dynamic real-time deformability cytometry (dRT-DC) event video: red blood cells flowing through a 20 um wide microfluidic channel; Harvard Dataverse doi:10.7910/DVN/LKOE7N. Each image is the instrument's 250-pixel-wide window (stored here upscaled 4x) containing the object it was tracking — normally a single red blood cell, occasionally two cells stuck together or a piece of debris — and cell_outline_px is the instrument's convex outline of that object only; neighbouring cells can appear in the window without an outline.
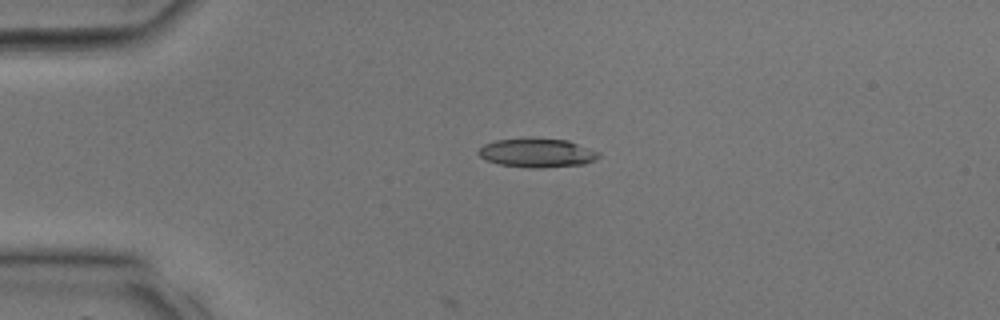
{"species": "common noctule bat (a hibernating species)", "species_latin": "Nyctalus noctula", "temperature_condition": "room temperature", "stored_images_in_passage": 26, "camera_frame_rate_fps": 3000, "um_per_image_px": 0.085, "animal": {"sex": "male", "body_mass_g": 17.9, "forearm_length_mm": 54.2}, "frame": {"image": 1, "passage_image": 1, "time_ms": 0.0, "image_size_px": [1000, 320], "cell_outline_px": [[600, 156], [596, 160], [584, 164], [540, 168], [528, 168], [500, 164], [488, 160], [480, 156], [476, 152], [484, 144], [496, 140], [568, 140], [600, 152]], "centroid_in_image_um": [45.69, 13.03], "position_along_channel_um": 39.3, "area_um2": 19.71}}
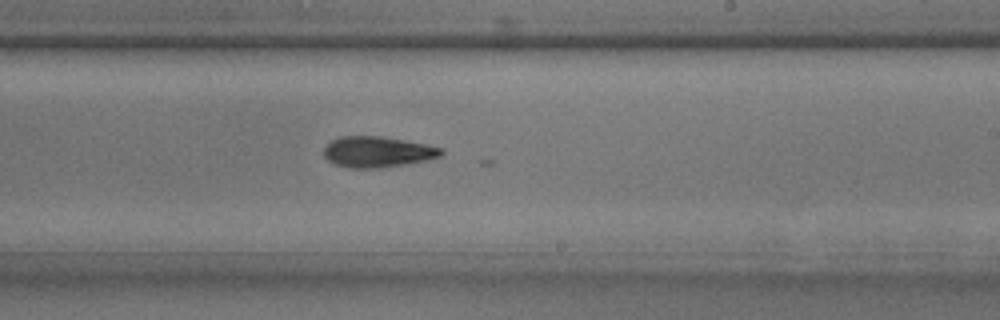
{"frame": {"image": 2, "passage_image": 14, "time_ms": 4.333, "image_size_px": [1000, 320], "cell_outline_px": [[444, 152], [440, 156], [424, 160], [404, 164], [380, 168], [348, 168], [336, 164], [328, 160], [324, 156], [324, 148], [332, 140], [340, 136], [380, 136], [424, 144], [444, 148]], "centroid_in_image_um": [32.06, 12.91], "position_along_channel_um": 256.9, "area_um2": 20.87}}
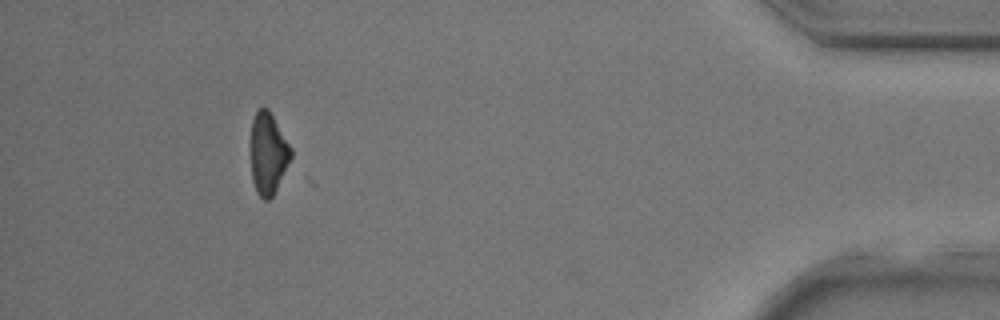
{"frame": {"image": 3, "passage_image": 25, "time_ms": 8.0, "image_size_px": [1000, 320], "cell_outline_px": [[292, 156], [272, 196], [268, 200], [264, 200], [256, 192], [252, 180], [248, 148], [252, 120], [256, 108], [268, 108], [292, 148]], "centroid_in_image_um": [22.73, 13.0], "position_along_channel_um": 412.5, "area_um2": 19.65}}